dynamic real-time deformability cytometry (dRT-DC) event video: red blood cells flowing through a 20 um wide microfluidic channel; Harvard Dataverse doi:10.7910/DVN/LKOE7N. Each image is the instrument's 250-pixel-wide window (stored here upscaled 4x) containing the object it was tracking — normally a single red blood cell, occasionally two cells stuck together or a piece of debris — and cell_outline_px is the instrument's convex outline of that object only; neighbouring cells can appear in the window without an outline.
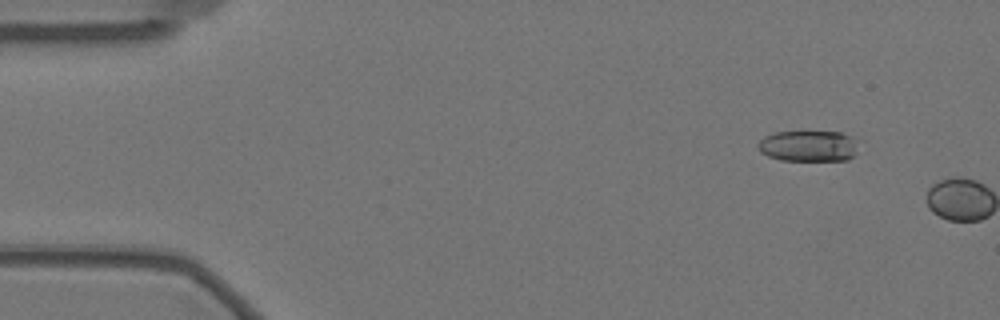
{"species": "Egyptian fruit bat (a non-hibernating species)", "species_latin": "Rousettus aegyptiacus", "temperature_condition": "warm", "stored_images_in_passage": 7, "camera_frame_rate_fps": 3000, "um_per_image_px": 0.085, "animal": {"sex": "female"}, "frame": {"image": 1, "passage_image": 6, "time_ms": 1.667, "image_size_px": [1000, 320], "cell_outline_px": [[856, 156], [848, 160], [780, 160], [768, 156], [760, 152], [756, 144], [764, 136], [776, 132], [840, 132], [848, 136], [852, 140], [856, 152]], "centroid_in_image_um": [68.64, 12.42], "position_along_channel_um": 16.4, "area_um2": 17.92}}